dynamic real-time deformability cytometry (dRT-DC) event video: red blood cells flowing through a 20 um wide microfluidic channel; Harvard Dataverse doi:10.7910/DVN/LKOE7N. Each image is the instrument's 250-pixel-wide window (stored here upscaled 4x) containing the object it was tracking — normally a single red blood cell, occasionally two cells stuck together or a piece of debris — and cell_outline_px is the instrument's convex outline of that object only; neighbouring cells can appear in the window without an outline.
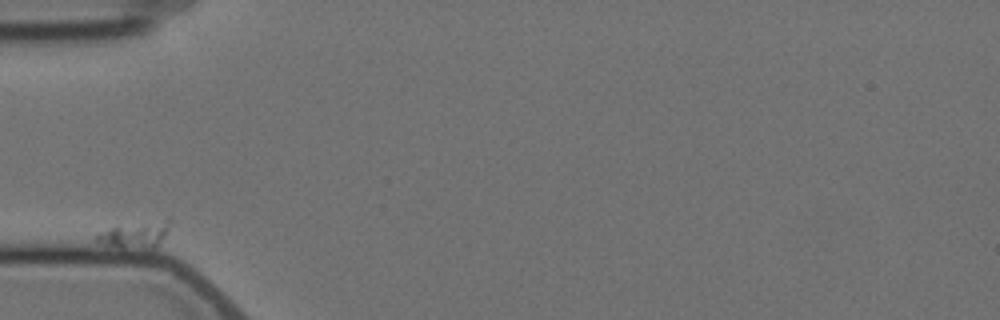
{"species": "Egyptian fruit bat (a non-hibernating species)", "species_latin": "Rousettus aegyptiacus", "temperature_condition": "cold", "stored_images_in_passage": 6, "camera_frame_rate_fps": 3000, "um_per_image_px": 0.085, "animal": {"sex": "female"}, "frame": {"image": 1, "passage_image": 1, "time_ms": 0.0, "image_size_px": [1000, 320], "cell_outline_px": [[176, 220], [156, 248], [120, 248], [96, 240], [96, 236], [100, 232], [112, 228], [172, 216]], "centroid_in_image_um": [11.71, 19.9], "position_along_channel_um": 73.3, "area_um2": 11.39}}
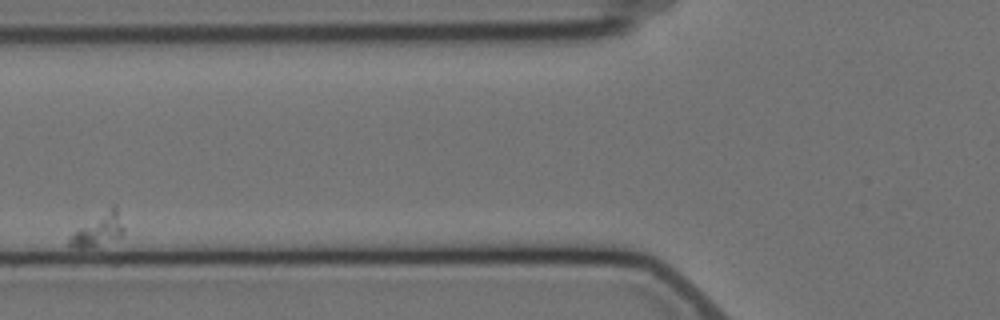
{"frame": {"image": 2, "passage_image": 3, "time_ms": 2.333, "image_size_px": [1000, 320], "cell_outline_px": [[124, 232], [120, 236], [92, 248], [68, 248], [68, 240], [80, 228], [112, 204], [116, 204], [124, 228]], "centroid_in_image_um": [8.39, 19.53], "position_along_channel_um": 117.4, "area_um2": 10.12}}